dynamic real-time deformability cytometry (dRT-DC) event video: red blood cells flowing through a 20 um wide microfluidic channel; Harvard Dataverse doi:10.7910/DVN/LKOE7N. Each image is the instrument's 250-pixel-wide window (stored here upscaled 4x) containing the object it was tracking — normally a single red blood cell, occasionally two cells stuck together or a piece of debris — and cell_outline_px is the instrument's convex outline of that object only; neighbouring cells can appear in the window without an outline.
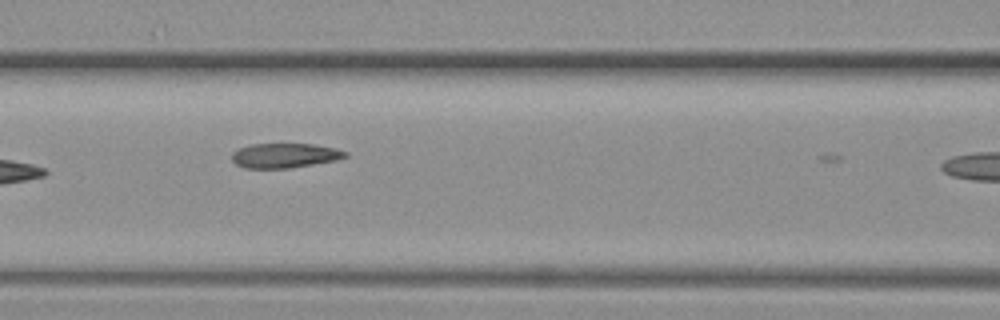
{"species": "common noctule bat (a hibernating species)", "species_latin": "Nyctalus noctula", "temperature_condition": "warm", "stored_images_in_passage": 8, "camera_frame_rate_fps": 3000, "um_per_image_px": 0.085, "animal": {"sex": "female", "body_mass_g": 19.3, "forearm_length_mm": 54.1}, "frame": {"image": 1, "passage_image": 7, "time_ms": 2.0, "image_size_px": [1000, 320], "cell_outline_px": [[348, 156], [336, 160], [288, 168], [244, 168], [236, 164], [232, 160], [232, 152], [240, 148], [252, 144], [312, 144], [336, 148], [348, 152]], "centroid_in_image_um": [24.2, 13.22], "position_along_channel_um": 142.4, "area_um2": 16.18}}